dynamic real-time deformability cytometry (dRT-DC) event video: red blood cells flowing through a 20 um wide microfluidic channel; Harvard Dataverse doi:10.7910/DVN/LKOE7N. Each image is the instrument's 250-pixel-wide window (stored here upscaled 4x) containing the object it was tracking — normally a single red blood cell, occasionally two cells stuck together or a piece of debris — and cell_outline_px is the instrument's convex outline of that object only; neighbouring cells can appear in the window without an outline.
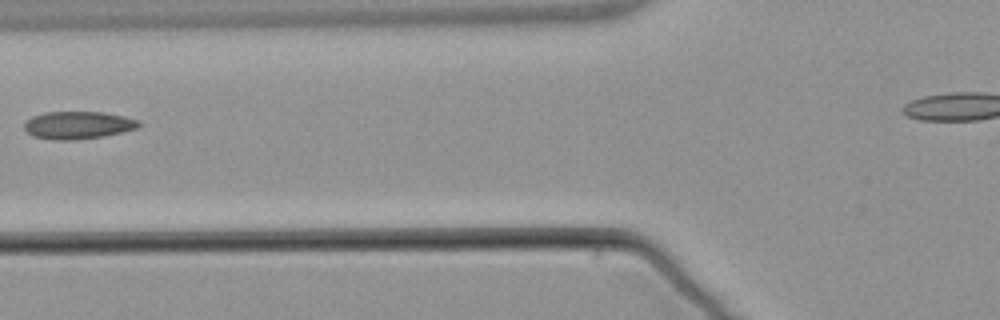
{"species": "common noctule bat (a hibernating species)", "species_latin": "Nyctalus noctula", "temperature_condition": "warm", "stored_images_in_passage": 3, "camera_frame_rate_fps": 3000, "um_per_image_px": 0.085, "animal": {"sex": "male", "body_mass_g": 21.5, "forearm_length_mm": 52.0}, "frame": {"image": 1, "passage_image": 3, "time_ms": 2.333, "image_size_px": [1000, 320], "cell_outline_px": [[140, 124], [136, 128], [104, 136], [76, 140], [52, 140], [32, 136], [24, 128], [24, 124], [32, 116], [44, 112], [104, 112], [124, 116], [140, 120]], "centroid_in_image_um": [6.61, 10.64], "position_along_channel_um": 119.2, "area_um2": 18.44}}